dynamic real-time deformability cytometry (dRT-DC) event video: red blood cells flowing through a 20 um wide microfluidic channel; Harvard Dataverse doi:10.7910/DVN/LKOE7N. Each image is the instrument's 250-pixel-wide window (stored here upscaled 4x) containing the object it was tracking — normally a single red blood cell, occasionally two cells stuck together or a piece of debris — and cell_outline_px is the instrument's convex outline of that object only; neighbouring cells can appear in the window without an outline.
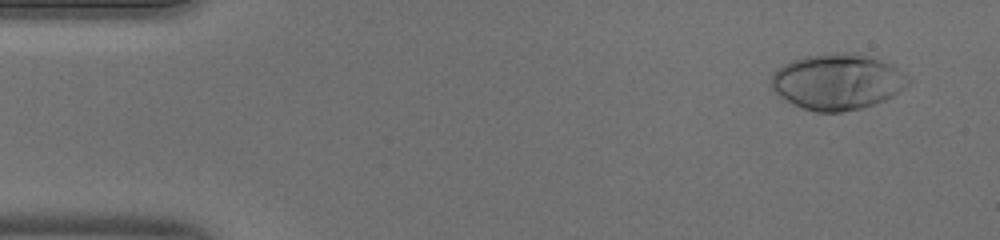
{"species": "human", "species_latin": "Homo sapiens", "temperature_condition": "warm", "stored_images_in_passage": 46, "camera_frame_rate_fps": 3000, "um_per_image_px": 0.085, "donor": {"sex": "male"}, "frame": {"image": 1, "passage_image": 3, "time_ms": 0.667, "image_size_px": [1000, 240], "cell_outline_px": [[912, 80], [900, 92], [884, 100], [860, 108], [840, 112], [816, 112], [804, 108], [780, 96], [772, 88], [772, 72], [784, 64], [792, 60], [804, 56], [844, 52], [856, 52], [872, 56], [892, 64], [912, 76]], "centroid_in_image_um": [71.25, 6.92], "position_along_channel_um": 13.7, "area_um2": 44.8}}
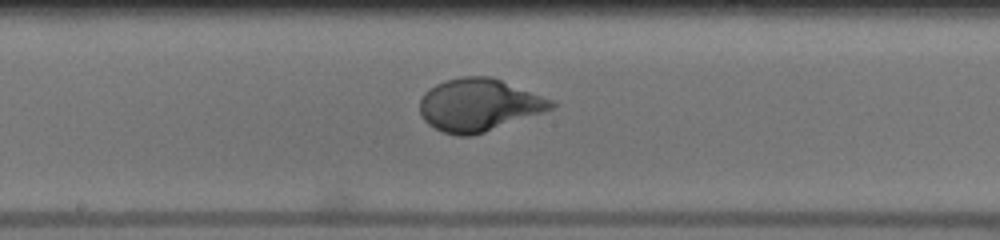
{"frame": {"image": 2, "passage_image": 24, "time_ms": 7.667, "image_size_px": [1000, 240], "cell_outline_px": [[556, 104], [552, 108], [544, 112], [472, 136], [456, 136], [444, 132], [428, 124], [424, 120], [420, 112], [420, 100], [424, 92], [428, 88], [444, 80], [460, 76], [488, 76], [500, 80], [552, 100]], "centroid_in_image_um": [40.65, 8.92], "position_along_channel_um": 207.5, "area_um2": 39.94}}
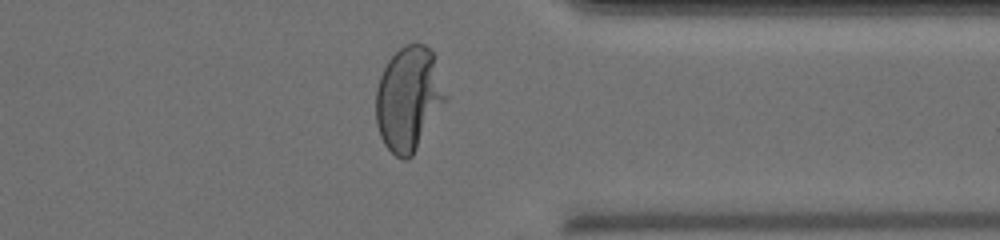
{"frame": {"image": 3, "passage_image": 36, "time_ms": 11.667, "image_size_px": [1000, 240], "cell_outline_px": [[448, 100], [412, 156], [408, 160], [404, 160], [396, 156], [384, 144], [380, 136], [376, 124], [376, 88], [380, 76], [388, 60], [404, 44], [424, 44], [432, 52], [448, 96]], "centroid_in_image_um": [34.74, 8.41], "position_along_channel_um": 376.7, "area_um2": 42.43}}